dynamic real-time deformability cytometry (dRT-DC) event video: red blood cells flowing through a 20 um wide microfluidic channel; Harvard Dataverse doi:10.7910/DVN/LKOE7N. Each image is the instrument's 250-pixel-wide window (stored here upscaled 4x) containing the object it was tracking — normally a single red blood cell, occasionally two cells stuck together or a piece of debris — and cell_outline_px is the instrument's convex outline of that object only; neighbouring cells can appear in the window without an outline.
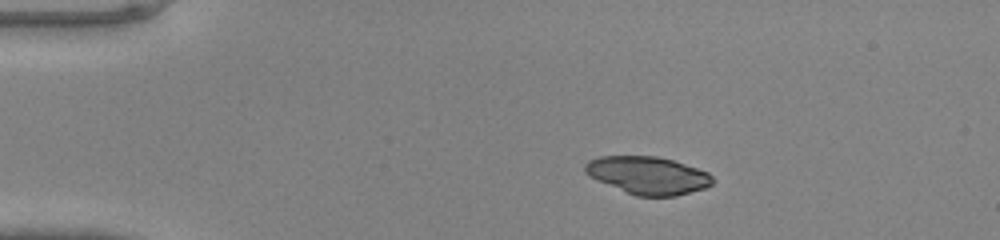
{"species": "common noctule bat (a hibernating species)", "species_latin": "Nyctalus noctula", "temperature_condition": "warm", "stored_images_in_passage": 47, "camera_frame_rate_fps": 3000, "um_per_image_px": 0.085, "animal": {"sex": "male", "body_mass_g": 20.0, "forearm_length_mm": 53.3}, "frame": {"image": 1, "passage_image": 9, "time_ms": 2.667, "image_size_px": [1000, 240], "cell_outline_px": [[712, 184], [704, 188], [676, 196], [636, 196], [596, 180], [588, 176], [584, 172], [584, 164], [588, 160], [600, 156], [656, 156], [672, 160], [708, 172], [712, 176]], "centroid_in_image_um": [55.02, 14.9], "position_along_channel_um": 30.0, "area_um2": 27.92}}